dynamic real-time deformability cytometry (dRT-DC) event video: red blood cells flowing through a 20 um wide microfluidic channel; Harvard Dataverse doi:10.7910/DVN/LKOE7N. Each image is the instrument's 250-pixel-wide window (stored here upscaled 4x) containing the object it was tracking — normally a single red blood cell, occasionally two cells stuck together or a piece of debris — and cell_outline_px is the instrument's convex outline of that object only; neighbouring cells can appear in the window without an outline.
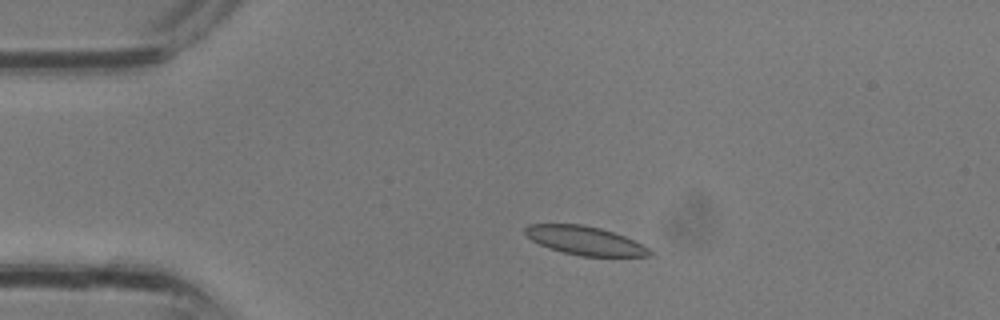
{"species": "common noctule bat (a hibernating species)", "species_latin": "Nyctalus noctula", "temperature_condition": "room temperature", "stored_images_in_passage": 3, "camera_frame_rate_fps": 3000, "um_per_image_px": 0.085, "animal": {"sex": "male", "body_mass_g": 13.3}, "frame": {"image": 1, "passage_image": 2, "time_ms": 0.333, "image_size_px": [1000, 320], "cell_outline_px": [[652, 256], [580, 256], [564, 252], [540, 244], [532, 240], [524, 232], [524, 228], [528, 224], [584, 224], [600, 228], [624, 236], [648, 248], [652, 252]], "centroid_in_image_um": [49.71, 20.44], "position_along_channel_um": 35.3, "area_um2": 20.46}}